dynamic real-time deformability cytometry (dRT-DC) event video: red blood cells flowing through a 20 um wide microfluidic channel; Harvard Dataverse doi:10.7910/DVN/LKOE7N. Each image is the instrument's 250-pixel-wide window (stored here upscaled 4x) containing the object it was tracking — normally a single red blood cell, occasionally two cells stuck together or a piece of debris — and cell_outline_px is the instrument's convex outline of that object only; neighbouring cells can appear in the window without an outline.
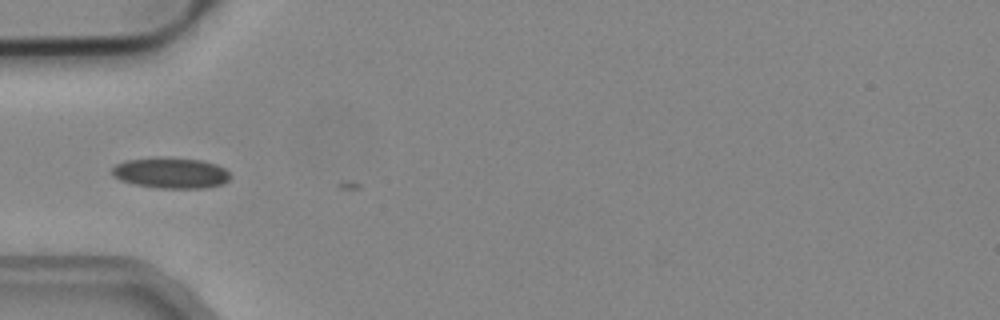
{"species": "common noctule bat (a hibernating species)", "species_latin": "Nyctalus noctula", "temperature_condition": "cold", "stored_images_in_passage": 4, "camera_frame_rate_fps": 3000, "um_per_image_px": 0.085, "animal": {"sex": "male", "body_mass_g": 19.2, "forearm_length_mm": 51.8}, "frame": {"image": 1, "passage_image": 2, "time_ms": 0.333, "image_size_px": [1000, 320], "cell_outline_px": [[232, 176], [228, 180], [220, 184], [204, 188], [160, 188], [136, 184], [120, 180], [112, 176], [112, 168], [116, 164], [124, 160], [156, 156], [164, 156], [200, 160], [216, 164], [224, 168]], "centroid_in_image_um": [14.49, 14.67], "position_along_channel_um": 70.5, "area_um2": 21.44}}